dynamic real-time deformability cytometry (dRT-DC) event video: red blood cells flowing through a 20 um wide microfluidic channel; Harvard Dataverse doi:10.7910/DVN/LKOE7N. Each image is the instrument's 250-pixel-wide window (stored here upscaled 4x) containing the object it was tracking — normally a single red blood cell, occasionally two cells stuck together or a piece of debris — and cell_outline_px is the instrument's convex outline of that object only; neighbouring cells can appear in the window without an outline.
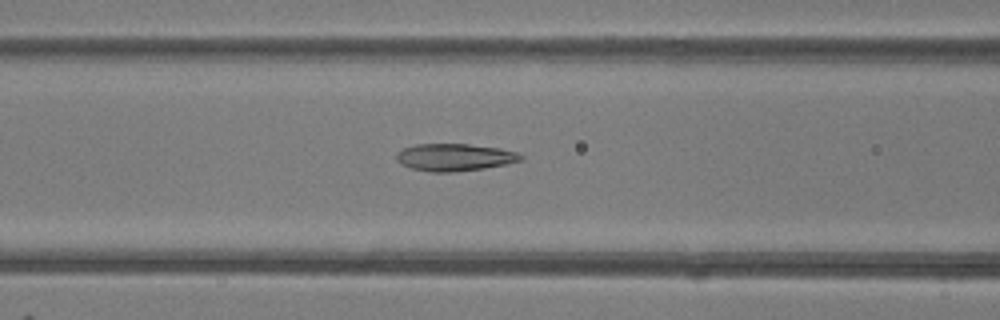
{"species": "common noctule bat (a hibernating species)", "species_latin": "Nyctalus noctula", "temperature_condition": "room temperature", "stored_images_in_passage": 48, "camera_frame_rate_fps": 3000, "um_per_image_px": 0.085, "animal": {"sex": "female"}, "frame": {"image": 1, "passage_image": 21, "time_ms": 6.667, "image_size_px": [1000, 320], "cell_outline_px": [[524, 160], [484, 168], [452, 172], [432, 172], [412, 168], [400, 164], [396, 160], [396, 152], [404, 148], [416, 144], [468, 144], [500, 148], [516, 152], [524, 156]], "centroid_in_image_um": [38.63, 13.36], "position_along_channel_um": 128.0, "area_um2": 19.77}}
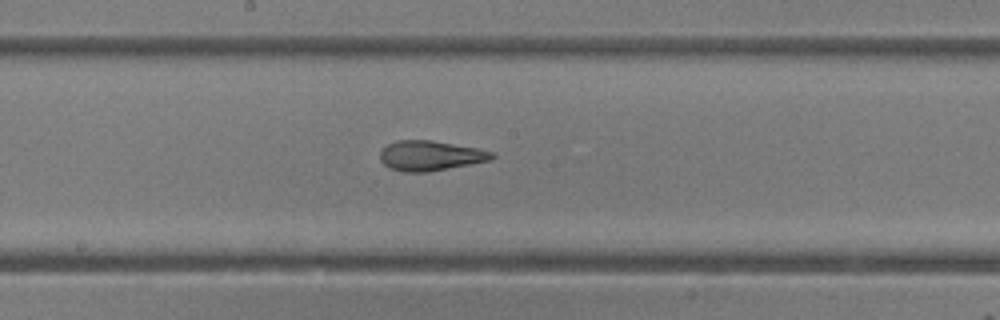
{"frame": {"image": 2, "passage_image": 27, "time_ms": 8.667, "image_size_px": [1000, 320], "cell_outline_px": [[496, 156], [488, 160], [428, 172], [404, 172], [392, 168], [384, 164], [380, 160], [380, 152], [388, 144], [396, 140], [432, 140], [476, 148], [496, 152]], "centroid_in_image_um": [36.57, 13.22], "position_along_channel_um": 211.6, "area_um2": 19.31}}
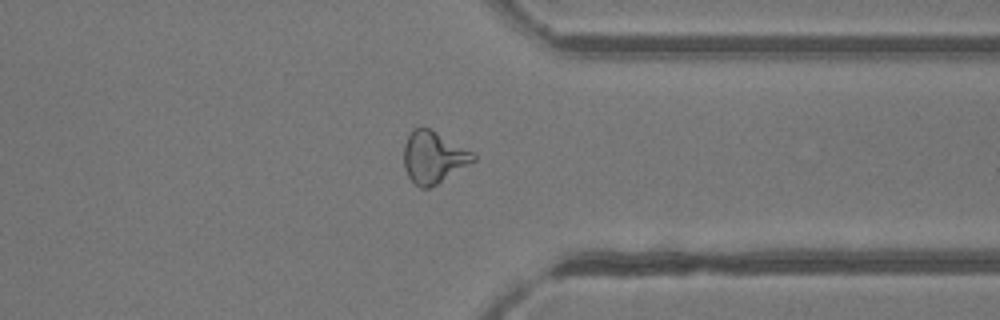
{"frame": {"image": 3, "passage_image": 39, "time_ms": 12.667, "image_size_px": [1000, 320], "cell_outline_px": [[476, 160], [436, 184], [428, 188], [420, 188], [408, 176], [404, 168], [404, 144], [412, 128], [428, 128], [476, 152]], "centroid_in_image_um": [36.85, 13.35], "position_along_channel_um": 374.5, "area_um2": 20.87}, "authors_computed_cell_mechanics": {"area_um2": 20.8947, "velocity_mm_per_s": 4.1699, "shape_relaxation_time_tau1_ms": 10.5976, "shape_relaxation_time_tau2_ms": 1.5325, "deformation_change_tau1": 0.2653, "deformation_change_tau2": 0.0948}}